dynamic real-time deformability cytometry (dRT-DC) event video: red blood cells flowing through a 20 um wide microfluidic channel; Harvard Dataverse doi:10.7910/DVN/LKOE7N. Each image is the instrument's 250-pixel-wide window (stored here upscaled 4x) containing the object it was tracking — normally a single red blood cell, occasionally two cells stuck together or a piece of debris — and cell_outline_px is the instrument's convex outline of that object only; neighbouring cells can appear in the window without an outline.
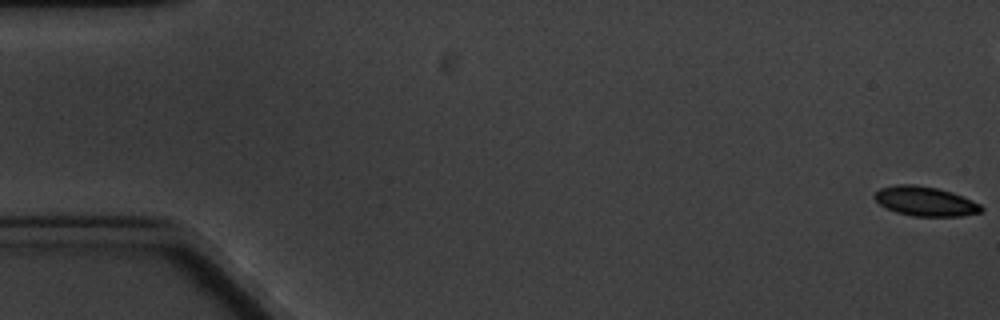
{"species": "common noctule bat (a hibernating species)", "species_latin": "Nyctalus noctula", "temperature_condition": "cold", "stored_images_in_passage": 4, "camera_frame_rate_fps": 3000, "um_per_image_px": 0.085, "animal": {"sex": "male", "body_mass_g": 20.1, "forearm_length_mm": 53.5}, "frame": {"image": 1, "passage_image": 1, "time_ms": 0.0, "image_size_px": [1000, 320], "cell_outline_px": [[984, 212], [960, 216], [912, 216], [896, 212], [880, 204], [872, 196], [880, 188], [896, 184], [916, 184], [936, 188], [952, 192], [972, 200], [980, 204], [984, 208]], "centroid_in_image_um": [78.66, 17.11], "position_along_channel_um": 6.3, "area_um2": 18.38}}